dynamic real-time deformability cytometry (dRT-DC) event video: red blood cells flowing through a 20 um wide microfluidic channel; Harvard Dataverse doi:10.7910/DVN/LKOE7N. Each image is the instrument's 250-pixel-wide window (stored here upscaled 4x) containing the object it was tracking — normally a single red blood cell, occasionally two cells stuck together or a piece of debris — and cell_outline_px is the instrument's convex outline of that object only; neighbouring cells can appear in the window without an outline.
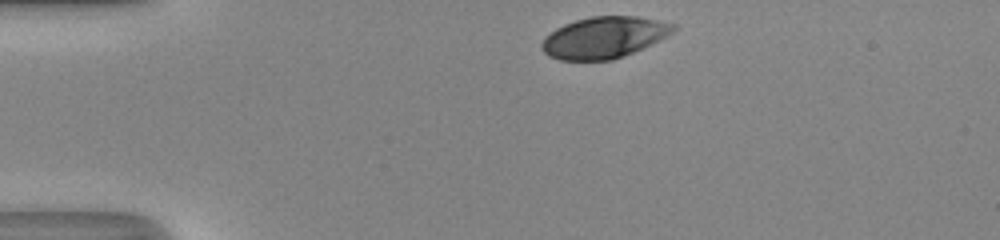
{"species": "human", "species_latin": "Homo sapiens", "temperature_condition": "room temperature", "stored_images_in_passage": 31, "camera_frame_rate_fps": 3000, "um_per_image_px": 0.085, "donor": {"sex": "male"}, "frame": {"image": 1, "passage_image": 1, "time_ms": 0.0, "image_size_px": [1000, 240], "cell_outline_px": [[676, 28], [672, 32], [660, 40], [624, 56], [612, 60], [560, 60], [548, 56], [540, 48], [540, 44], [544, 36], [556, 28], [564, 24], [576, 20], [592, 16], [636, 16], [676, 24]], "centroid_in_image_um": [51.3, 3.19], "position_along_channel_um": 33.7, "area_um2": 31.79}}
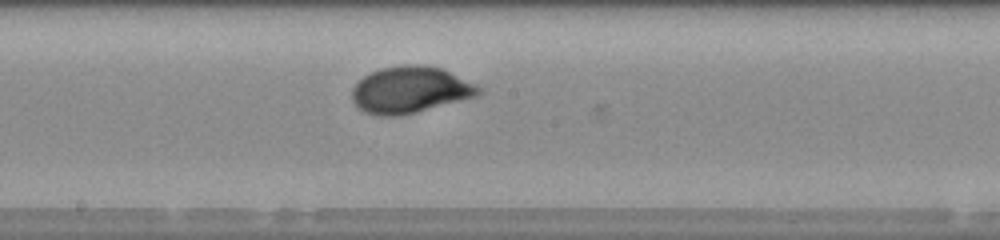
{"frame": {"image": 2, "passage_image": 18, "time_ms": 5.667, "image_size_px": [1000, 240], "cell_outline_px": [[484, 92], [476, 96], [416, 112], [396, 116], [380, 116], [364, 112], [356, 108], [352, 100], [352, 88], [364, 76], [380, 68], [404, 64], [420, 64], [440, 68], [476, 84]], "centroid_in_image_um": [34.83, 7.64], "position_along_channel_um": 213.4, "area_um2": 34.28}}
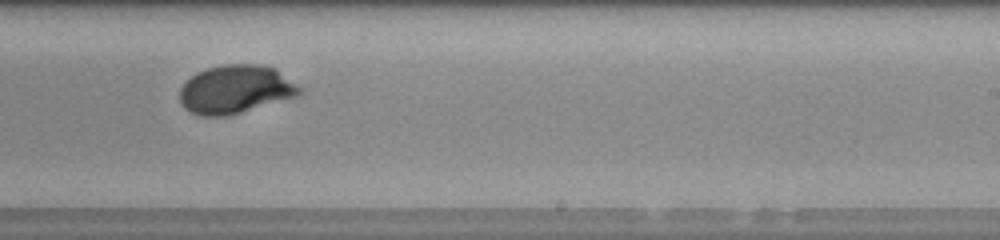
{"frame": {"image": 3, "passage_image": 22, "time_ms": 7.0, "image_size_px": [1000, 240], "cell_outline_px": [[300, 92], [296, 96], [228, 116], [200, 116], [184, 108], [180, 104], [180, 88], [196, 72], [208, 68], [224, 64], [260, 64], [276, 68], [300, 88]], "centroid_in_image_um": [19.98, 7.59], "position_along_channel_um": 269.0, "area_um2": 33.52}, "authors_computed_cell_mechanics": {"area_um2": 33.4084, "velocity_mm_per_s": 4.1815, "shape_relaxation_time_tau1_ms": 2.9478, "shape_relaxation_time_tau2_ms": null, "deformation_change_tau1": 0.1747, "deformation_change_tau2": null}}